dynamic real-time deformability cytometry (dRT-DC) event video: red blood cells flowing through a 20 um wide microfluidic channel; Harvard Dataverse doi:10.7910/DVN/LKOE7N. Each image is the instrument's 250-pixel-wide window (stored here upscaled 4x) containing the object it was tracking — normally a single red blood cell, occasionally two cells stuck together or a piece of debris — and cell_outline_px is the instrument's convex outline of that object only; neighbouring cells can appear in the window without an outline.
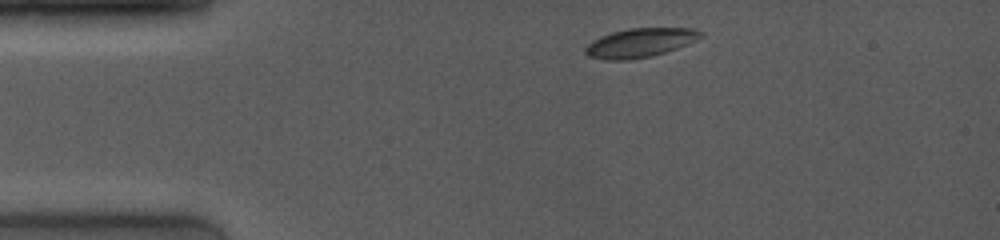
{"species": "common noctule bat (a hibernating species)", "species_latin": "Nyctalus noctula", "temperature_condition": "room temperature", "stored_images_in_passage": 7, "camera_frame_rate_fps": 4000, "um_per_image_px": 0.085, "animal": {"sex": "female", "body_mass_g": 19.0, "forearm_length_mm": 53.3}, "frame": {"image": 1, "passage_image": 1, "time_ms": 0.0, "image_size_px": [1000, 240], "cell_outline_px": [[704, 36], [688, 44], [652, 56], [628, 60], [608, 60], [588, 56], [584, 52], [584, 48], [592, 40], [600, 36], [612, 32], [628, 28], [692, 28], [704, 32]], "centroid_in_image_um": [54.4, 3.63], "position_along_channel_um": 30.6, "area_um2": 19.59}}
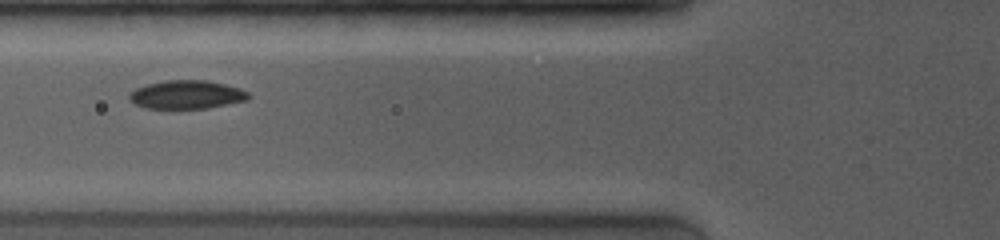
{"frame": {"image": 2, "passage_image": 6, "time_ms": 3.25, "image_size_px": [1000, 240], "cell_outline_px": [[252, 96], [248, 100], [208, 108], [144, 108], [128, 100], [128, 96], [136, 88], [148, 84], [164, 80], [208, 80], [240, 88], [248, 92]], "centroid_in_image_um": [15.89, 8.04], "position_along_channel_um": 109.9, "area_um2": 19.83}}
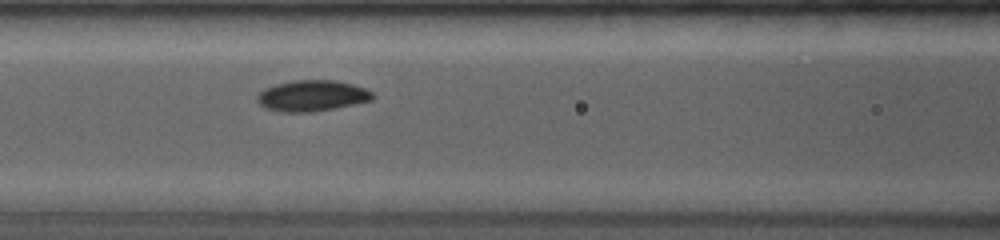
{"frame": {"image": 3, "passage_image": 7, "time_ms": 4.0, "image_size_px": [1000, 240], "cell_outline_px": [[376, 96], [372, 100], [312, 112], [284, 112], [264, 108], [256, 100], [256, 96], [264, 88], [276, 84], [296, 80], [336, 80], [352, 84], [364, 88], [372, 92]], "centroid_in_image_um": [26.5, 8.13], "position_along_channel_um": 140.1, "area_um2": 20.75}}